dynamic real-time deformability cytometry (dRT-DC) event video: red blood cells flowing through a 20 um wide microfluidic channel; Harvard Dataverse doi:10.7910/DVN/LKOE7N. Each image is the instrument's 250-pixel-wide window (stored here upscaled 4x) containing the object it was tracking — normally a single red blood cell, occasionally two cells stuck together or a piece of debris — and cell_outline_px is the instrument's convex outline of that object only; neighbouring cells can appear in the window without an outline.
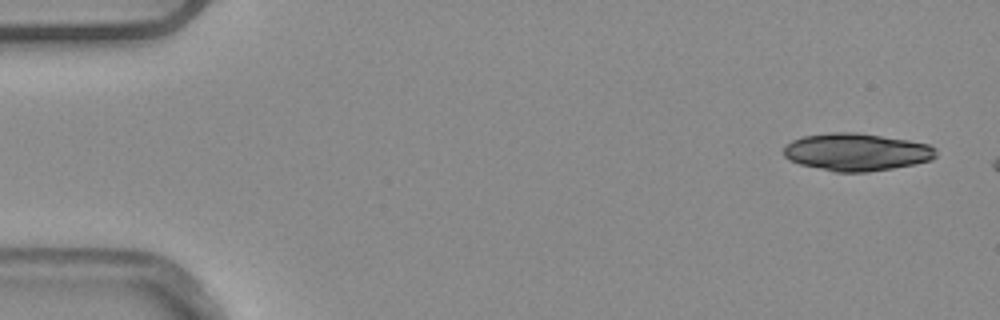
{"species": "common noctule bat (a hibernating species)", "species_latin": "Nyctalus noctula", "temperature_condition": "warm", "stored_images_in_passage": 3, "camera_frame_rate_fps": 3000, "um_per_image_px": 0.085, "animal": {"sex": "male", "body_mass_g": 20.4}, "frame": {"image": 1, "passage_image": 1, "time_ms": 0.0, "image_size_px": [1000, 320], "cell_outline_px": [[936, 156], [932, 160], [892, 168], [868, 172], [836, 172], [800, 164], [784, 156], [784, 148], [792, 140], [804, 136], [832, 132], [856, 132], [908, 140], [928, 144], [936, 148]], "centroid_in_image_um": [72.82, 12.92], "position_along_channel_um": 12.2, "area_um2": 33.06}}